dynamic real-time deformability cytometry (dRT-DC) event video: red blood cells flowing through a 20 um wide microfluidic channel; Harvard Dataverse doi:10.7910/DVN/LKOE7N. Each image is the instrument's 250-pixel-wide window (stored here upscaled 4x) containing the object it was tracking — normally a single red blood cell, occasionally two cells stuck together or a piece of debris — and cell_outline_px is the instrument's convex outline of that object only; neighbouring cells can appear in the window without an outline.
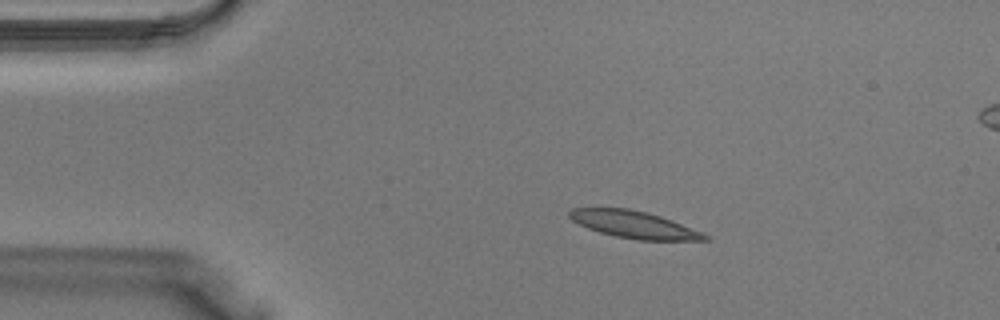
{"species": "Egyptian fruit bat (a non-hibernating species)", "species_latin": "Rousettus aegyptiacus", "temperature_condition": "warm", "stored_images_in_passage": 39, "camera_frame_rate_fps": 3000, "um_per_image_px": 0.085, "animal": {"sex": "male"}, "frame": {"image": 1, "passage_image": 6, "time_ms": 1.667, "image_size_px": [1000, 320], "cell_outline_px": [[712, 240], [636, 240], [616, 236], [600, 232], [588, 228], [572, 220], [568, 216], [568, 212], [572, 208], [628, 208], [648, 212], [672, 220], [704, 232], [712, 236]], "centroid_in_image_um": [53.96, 19.09], "position_along_channel_um": 31.0, "area_um2": 21.56}}
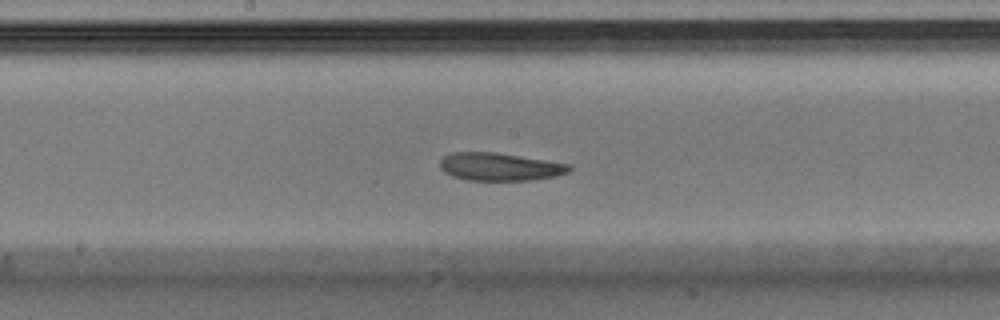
{"frame": {"image": 2, "passage_image": 19, "time_ms": 6.0, "image_size_px": [1000, 320], "cell_outline_px": [[572, 168], [568, 172], [556, 176], [532, 180], [468, 180], [452, 176], [444, 172], [440, 168], [440, 160], [444, 156], [452, 152], [496, 152], [572, 164]], "centroid_in_image_um": [42.49, 14.17], "position_along_channel_um": 205.7, "area_um2": 21.1}}
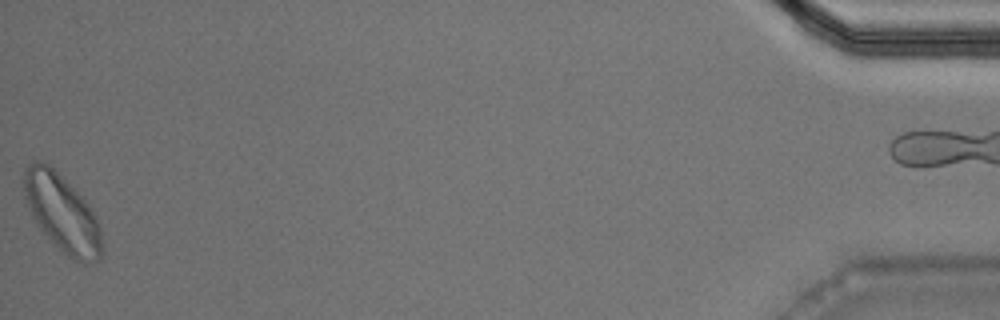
{"frame": {"image": 3, "passage_image": 38, "time_ms": 12.333, "image_size_px": [1000, 320], "cell_outline_px": [[104, 252], [100, 260], [92, 264], [84, 264], [60, 252], [36, 224], [32, 216], [24, 196], [24, 168], [32, 160], [40, 160], [48, 164], [88, 204], [100, 228]], "centroid_in_image_um": [5.28, 18.18], "position_along_channel_um": 429.9, "area_um2": 35.14}}